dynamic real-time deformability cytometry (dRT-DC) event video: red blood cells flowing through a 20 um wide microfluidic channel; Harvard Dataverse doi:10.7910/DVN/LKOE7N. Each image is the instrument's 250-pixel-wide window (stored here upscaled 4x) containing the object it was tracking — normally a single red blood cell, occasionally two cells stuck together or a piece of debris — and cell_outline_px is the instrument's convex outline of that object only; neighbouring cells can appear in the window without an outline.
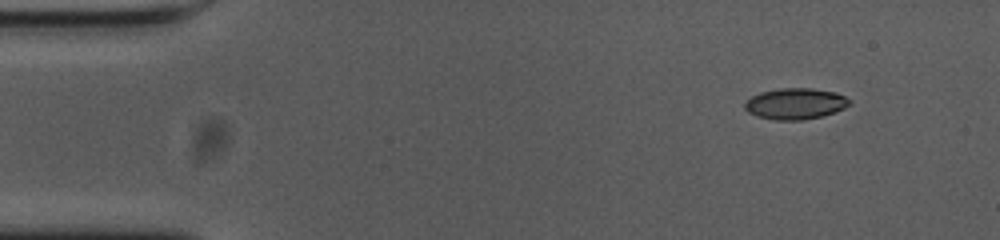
{"species": "common noctule bat (a hibernating species)", "species_latin": "Nyctalus noctula", "temperature_condition": "cold", "stored_images_in_passage": 51, "camera_frame_rate_fps": 3000, "um_per_image_px": 0.085, "animal": {"sex": "female", "body_mass_g": 23.0, "forearm_length_mm": 53.4}, "frame": {"image": 1, "passage_image": 1, "time_ms": 0.0, "image_size_px": [1000, 240], "cell_outline_px": [[852, 100], [844, 108], [820, 116], [800, 120], [776, 120], [756, 116], [748, 112], [744, 108], [744, 104], [752, 96], [760, 92], [780, 88], [812, 88], [836, 92]], "centroid_in_image_um": [67.58, 8.8], "position_along_channel_um": 17.4, "area_um2": 18.84}}
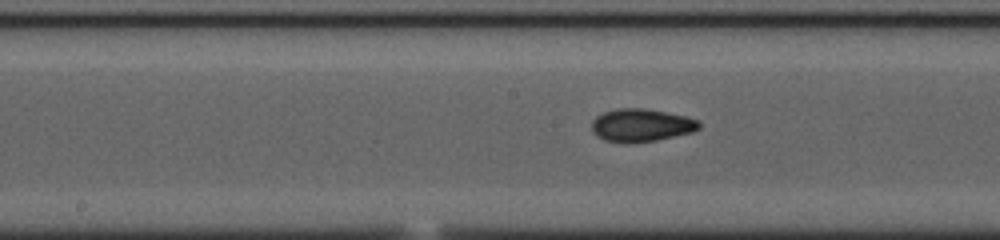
{"frame": {"image": 2, "passage_image": 23, "time_ms": 7.333, "image_size_px": [1000, 240], "cell_outline_px": [[700, 128], [692, 132], [656, 140], [628, 144], [604, 140], [596, 136], [592, 132], [592, 120], [596, 116], [604, 112], [616, 108], [644, 108], [684, 116], [700, 120]], "centroid_in_image_um": [54.47, 10.65], "position_along_channel_um": 193.7, "area_um2": 20.69}}
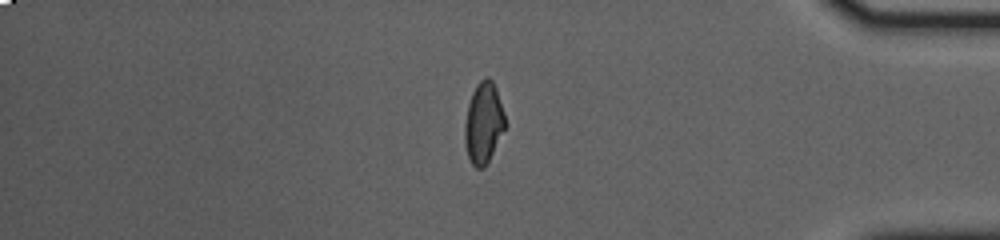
{"frame": {"image": 3, "passage_image": 42, "time_ms": 13.667, "image_size_px": [1000, 240], "cell_outline_px": [[508, 124], [484, 168], [476, 168], [472, 164], [468, 156], [464, 140], [464, 124], [468, 104], [472, 92], [476, 84], [484, 76], [488, 76], [492, 80], [496, 88]], "centroid_in_image_um": [41.11, 10.42], "position_along_channel_um": 394.1, "area_um2": 19.36}, "authors_computed_cell_mechanics": {"area_um2": 19.4208, "velocity_mm_per_s": 3.6632, "shape_relaxation_time_tau1_ms": 7.7391, "shape_relaxation_time_tau2_ms": 2.0211, "deformation_change_tau1": 0.2112, "deformation_change_tau2": 0.068}}